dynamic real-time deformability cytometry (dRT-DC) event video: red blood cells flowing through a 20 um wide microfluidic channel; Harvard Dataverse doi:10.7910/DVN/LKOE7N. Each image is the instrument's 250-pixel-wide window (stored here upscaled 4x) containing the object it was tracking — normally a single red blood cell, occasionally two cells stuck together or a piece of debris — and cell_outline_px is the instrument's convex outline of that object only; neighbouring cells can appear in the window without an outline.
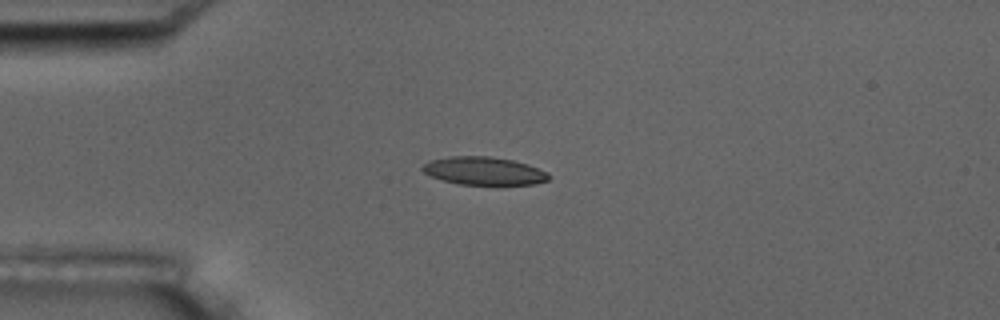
{"species": "common noctule bat (a hibernating species)", "species_latin": "Nyctalus noctula", "temperature_condition": "room temperature", "stored_images_in_passage": 14, "camera_frame_rate_fps": 3000, "um_per_image_px": 0.085, "animal": {"sex": "male", "body_mass_g": 17.5, "forearm_length_mm": 52.3}, "frame": {"image": 1, "passage_image": 3, "time_ms": 3.0, "image_size_px": [1000, 320], "cell_outline_px": [[552, 176], [548, 180], [536, 184], [496, 188], [460, 184], [428, 176], [420, 168], [428, 160], [448, 156], [488, 156], [512, 160], [528, 164], [548, 172]], "centroid_in_image_um": [41.18, 14.58], "position_along_channel_um": 43.8, "area_um2": 21.79}}
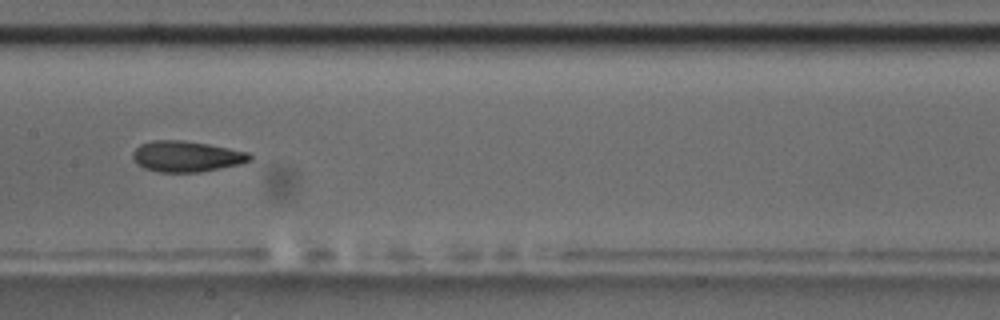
{"frame": {"image": 2, "passage_image": 7, "time_ms": 7.667, "image_size_px": [1000, 320], "cell_outline_px": [[252, 160], [240, 164], [200, 172], [160, 172], [144, 168], [136, 164], [132, 156], [132, 152], [140, 144], [152, 140], [184, 140], [208, 144], [248, 152], [252, 156]], "centroid_in_image_um": [15.83, 13.29], "position_along_channel_um": 191.6, "area_um2": 21.1}}
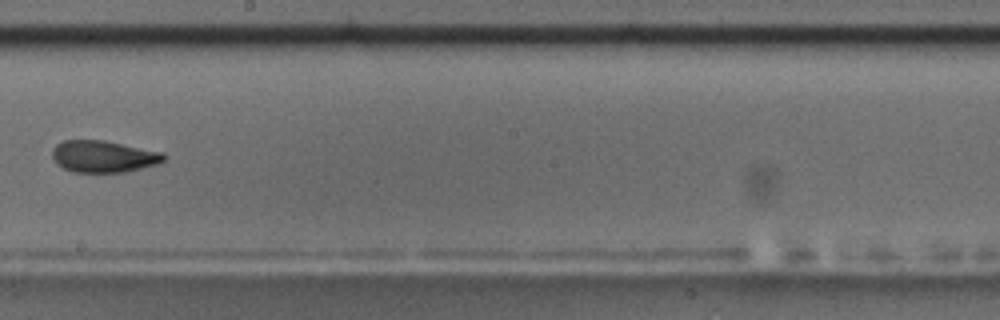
{"frame": {"image": 3, "passage_image": 8, "time_ms": 9.0, "image_size_px": [1000, 320], "cell_outline_px": [[164, 160], [160, 164], [124, 172], [72, 172], [56, 164], [52, 156], [52, 148], [56, 144], [64, 140], [104, 140], [164, 152]], "centroid_in_image_um": [8.79, 13.29], "position_along_channel_um": 239.4, "area_um2": 20.87}, "authors_computed_cell_mechanics": {"area_um2": 20.8658, "velocity_mm_per_s": 3.6095, "shape_relaxation_time_tau1_ms": 7.8764, "shape_relaxation_time_tau2_ms": 1.6625, "deformation_change_tau1": 0.1912, "deformation_change_tau2": 0.063}}